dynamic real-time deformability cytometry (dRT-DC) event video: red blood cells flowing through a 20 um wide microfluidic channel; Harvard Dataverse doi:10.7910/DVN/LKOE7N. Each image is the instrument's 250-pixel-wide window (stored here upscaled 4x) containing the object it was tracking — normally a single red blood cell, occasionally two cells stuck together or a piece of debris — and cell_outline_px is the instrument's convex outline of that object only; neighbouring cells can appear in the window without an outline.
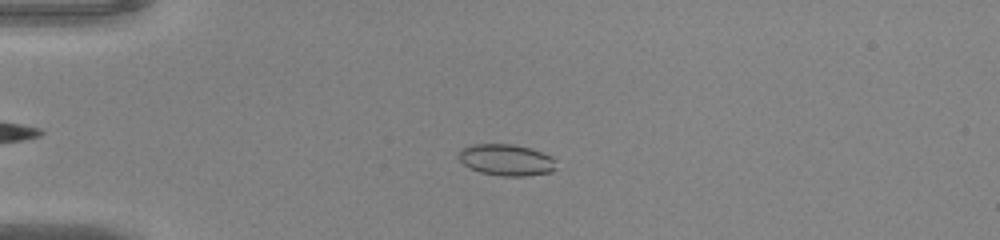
{"species": "common noctule bat (a hibernating species)", "species_latin": "Nyctalus noctula", "temperature_condition": "warm", "stored_images_in_passage": 45, "camera_frame_rate_fps": 3000, "um_per_image_px": 0.085, "animal": {"sex": "male", "body_mass_g": 20.0, "forearm_length_mm": 53.3}, "frame": {"image": 1, "passage_image": 10, "time_ms": 3.0, "image_size_px": [1000, 240], "cell_outline_px": [[556, 168], [552, 172], [524, 176], [500, 176], [480, 172], [464, 164], [456, 156], [460, 148], [476, 144], [512, 144], [528, 148], [552, 156], [556, 160]], "centroid_in_image_um": [43.03, 13.59], "position_along_channel_um": 42.0, "area_um2": 17.92}}
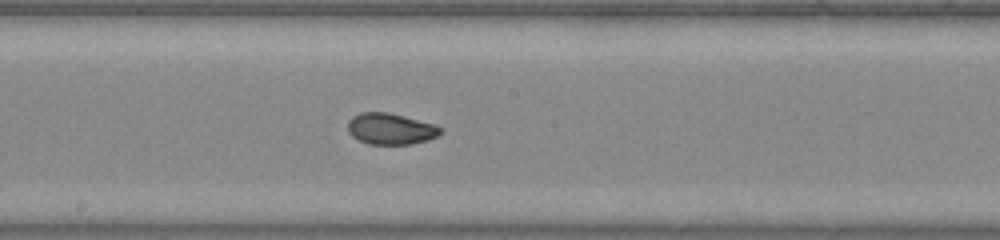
{"frame": {"image": 2, "passage_image": 25, "time_ms": 8.0, "image_size_px": [1000, 240], "cell_outline_px": [[444, 132], [428, 140], [412, 144], [368, 144], [352, 136], [348, 132], [348, 120], [352, 116], [360, 112], [388, 112], [436, 124], [444, 128]], "centroid_in_image_um": [33.23, 10.94], "position_along_channel_um": 215.0, "area_um2": 17.11}}
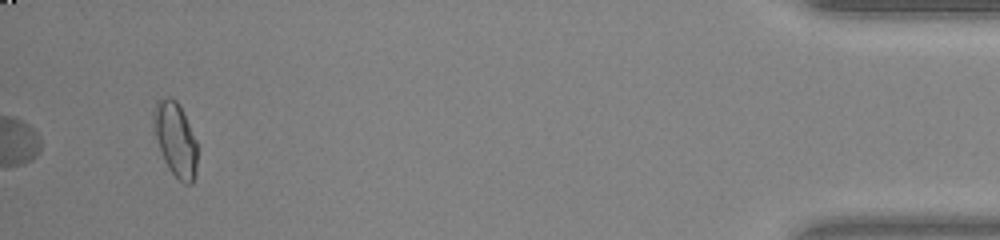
{"frame": {"image": 3, "passage_image": 45, "time_ms": 14.667, "image_size_px": [1000, 240], "cell_outline_px": [[196, 176], [192, 184], [184, 184], [168, 168], [164, 160], [152, 132], [152, 112], [156, 100], [168, 96], [176, 100], [180, 104], [196, 140]], "centroid_in_image_um": [14.87, 11.8], "position_along_channel_um": 420.3, "area_um2": 19.31}, "authors_computed_cell_mechanics": {"area_um2": 17.8024, "velocity_mm_per_s": 4.1357, "shape_relaxation_time_tau1_ms": 10.606, "shape_relaxation_time_tau2_ms": 1.0538, "deformation_change_tau1": 0.2398, "deformation_change_tau2": 0.0481}}